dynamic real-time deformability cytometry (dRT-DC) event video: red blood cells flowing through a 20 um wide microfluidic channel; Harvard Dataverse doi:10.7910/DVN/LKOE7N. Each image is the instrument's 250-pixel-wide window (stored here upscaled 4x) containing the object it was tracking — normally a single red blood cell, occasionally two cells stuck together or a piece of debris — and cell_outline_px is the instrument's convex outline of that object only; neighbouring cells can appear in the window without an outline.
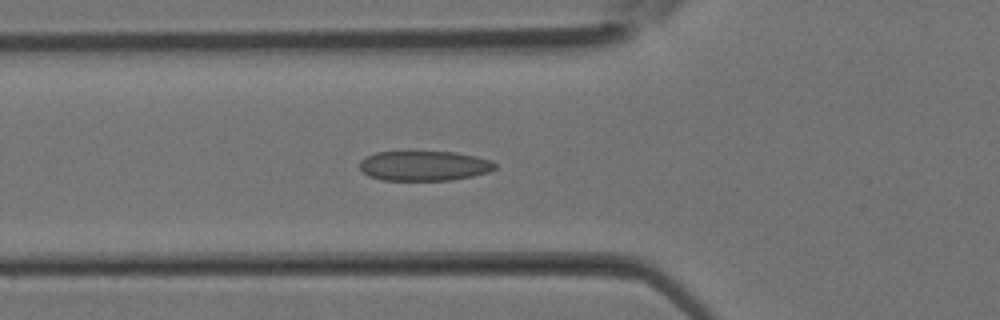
{"species": "Egyptian fruit bat (a non-hibernating species)", "species_latin": "Rousettus aegyptiacus", "temperature_condition": "room temperature", "stored_images_in_passage": 31, "camera_frame_rate_fps": 3000, "um_per_image_px": 0.085, "animal": {"sex": "female"}, "frame": {"image": 1, "passage_image": 11, "time_ms": 3.333, "image_size_px": [1000, 320], "cell_outline_px": [[496, 168], [488, 172], [472, 176], [452, 180], [384, 180], [368, 176], [360, 168], [360, 160], [376, 152], [456, 152], [476, 156], [492, 160], [496, 164]], "centroid_in_image_um": [36.08, 14.09], "position_along_channel_um": 89.7, "area_um2": 23.52}}
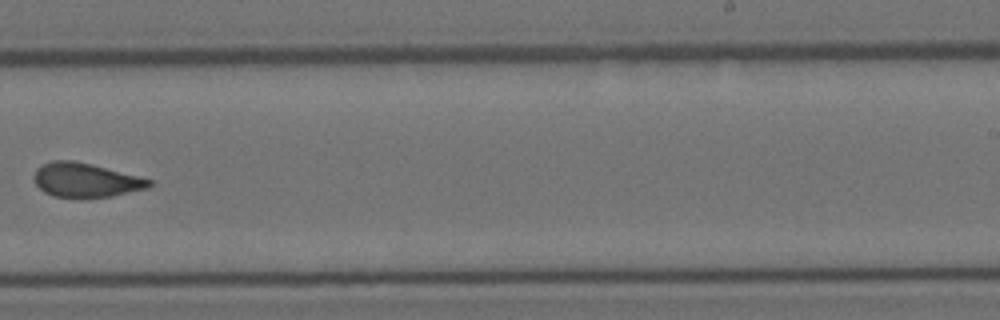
{"frame": {"image": 2, "passage_image": 20, "time_ms": 6.333, "image_size_px": [1000, 320], "cell_outline_px": [[152, 184], [148, 188], [112, 196], [80, 200], [56, 196], [44, 192], [36, 184], [32, 176], [36, 168], [40, 164], [52, 160], [72, 160], [92, 164], [152, 180]], "centroid_in_image_um": [7.23, 15.33], "position_along_channel_um": 281.8, "area_um2": 23.41}}
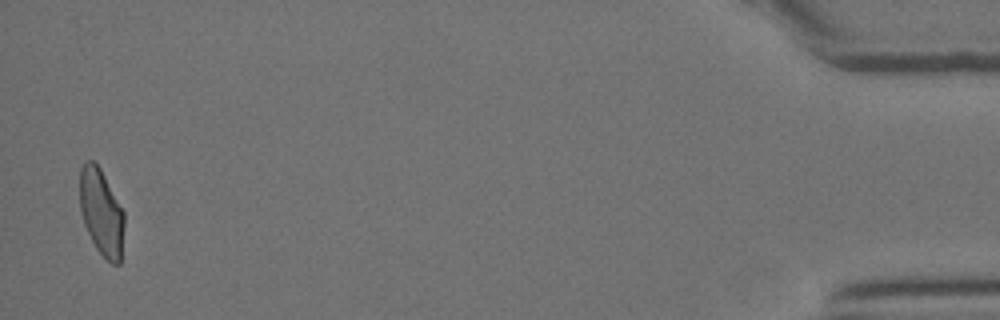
{"frame": {"image": 3, "passage_image": 31, "time_ms": 10.0, "image_size_px": [1000, 320], "cell_outline_px": [[124, 224], [120, 264], [112, 264], [96, 248], [84, 224], [80, 212], [80, 168], [84, 160], [92, 160], [100, 168], [124, 212]], "centroid_in_image_um": [8.6, 18.03], "position_along_channel_um": 426.6, "area_um2": 22.25}}